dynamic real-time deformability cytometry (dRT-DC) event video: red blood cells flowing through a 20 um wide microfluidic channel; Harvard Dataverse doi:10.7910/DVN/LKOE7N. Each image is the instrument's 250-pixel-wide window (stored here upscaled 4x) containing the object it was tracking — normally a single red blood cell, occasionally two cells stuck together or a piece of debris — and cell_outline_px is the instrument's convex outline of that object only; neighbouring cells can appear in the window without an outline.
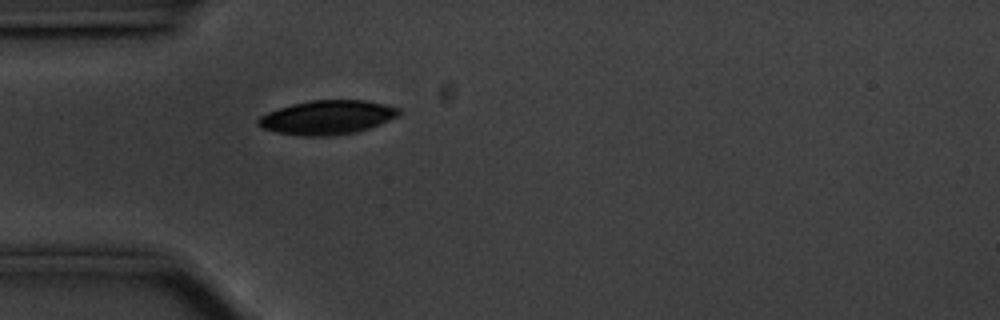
{"species": "common noctule bat (a hibernating species)", "species_latin": "Nyctalus noctula", "temperature_condition": "cold", "stored_images_in_passage": 41, "camera_frame_rate_fps": 3000, "um_per_image_px": 0.085, "animal": {"sex": "male", "body_mass_g": 20.1, "forearm_length_mm": 53.5}, "frame": {"image": 1, "passage_image": 1, "time_ms": 0.0, "image_size_px": [1000, 320], "cell_outline_px": [[400, 112], [396, 116], [388, 120], [368, 128], [356, 132], [328, 136], [304, 136], [276, 132], [264, 128], [256, 124], [256, 120], [260, 116], [268, 112], [292, 104], [312, 100], [364, 100], [384, 104], [400, 108]], "centroid_in_image_um": [27.78, 9.97], "position_along_channel_um": 57.2, "area_um2": 27.63}}
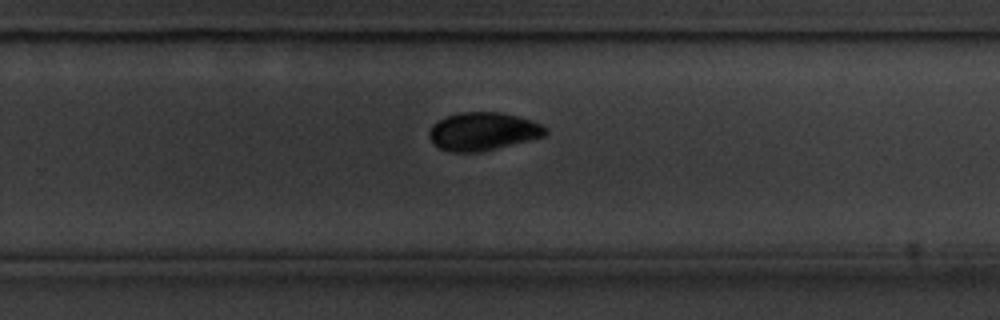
{"frame": {"image": 2, "passage_image": 21, "time_ms": 6.667, "image_size_px": [1000, 320], "cell_outline_px": [[548, 132], [544, 136], [528, 140], [476, 152], [452, 152], [440, 148], [428, 136], [428, 132], [432, 124], [436, 120], [460, 112], [500, 112], [532, 120], [548, 128]], "centroid_in_image_um": [41.03, 11.15], "position_along_channel_um": 288.8, "area_um2": 25.49}}
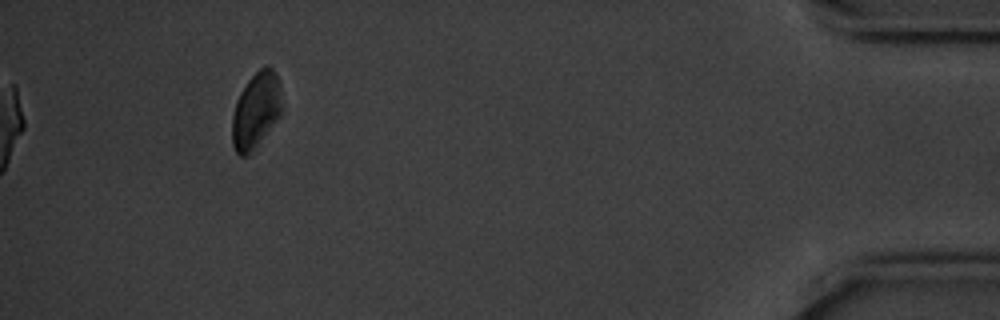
{"frame": {"image": 3, "passage_image": 37, "time_ms": 12.0, "image_size_px": [1000, 320], "cell_outline_px": [[280, 116], [248, 156], [240, 156], [236, 152], [232, 144], [232, 116], [236, 100], [240, 92], [248, 80], [264, 64], [268, 64], [276, 72], [280, 80]], "centroid_in_image_um": [21.74, 9.35], "position_along_channel_um": 413.5, "area_um2": 22.02}, "authors_computed_cell_mechanics": {"area_um2": 25.4898, "velocity_mm_per_s": 3.5282, "shape_relaxation_time_tau1_ms": 1.903, "shape_relaxation_time_tau2_ms": null, "deformation_change_tau1": 0.087, "deformation_change_tau2": null}}